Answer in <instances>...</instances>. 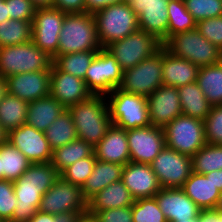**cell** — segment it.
<instances>
[{
    "label": "cell",
    "mask_w": 222,
    "mask_h": 222,
    "mask_svg": "<svg viewBox=\"0 0 222 222\" xmlns=\"http://www.w3.org/2000/svg\"><path fill=\"white\" fill-rule=\"evenodd\" d=\"M138 25L140 30L154 35L164 44L167 41V7L143 8L138 15Z\"/></svg>",
    "instance_id": "836d02e7"
},
{
    "label": "cell",
    "mask_w": 222,
    "mask_h": 222,
    "mask_svg": "<svg viewBox=\"0 0 222 222\" xmlns=\"http://www.w3.org/2000/svg\"><path fill=\"white\" fill-rule=\"evenodd\" d=\"M5 20H9V14L7 10V5L5 4V0H1L0 1V23Z\"/></svg>",
    "instance_id": "11a10c76"
},
{
    "label": "cell",
    "mask_w": 222,
    "mask_h": 222,
    "mask_svg": "<svg viewBox=\"0 0 222 222\" xmlns=\"http://www.w3.org/2000/svg\"><path fill=\"white\" fill-rule=\"evenodd\" d=\"M44 134L52 150L78 139L77 130L68 109L59 115Z\"/></svg>",
    "instance_id": "d6a6232c"
},
{
    "label": "cell",
    "mask_w": 222,
    "mask_h": 222,
    "mask_svg": "<svg viewBox=\"0 0 222 222\" xmlns=\"http://www.w3.org/2000/svg\"><path fill=\"white\" fill-rule=\"evenodd\" d=\"M167 40L175 33L196 29L197 22L188 12L184 0H168Z\"/></svg>",
    "instance_id": "8d00e7d4"
},
{
    "label": "cell",
    "mask_w": 222,
    "mask_h": 222,
    "mask_svg": "<svg viewBox=\"0 0 222 222\" xmlns=\"http://www.w3.org/2000/svg\"><path fill=\"white\" fill-rule=\"evenodd\" d=\"M130 161L151 164L166 146L163 128L149 125L127 130Z\"/></svg>",
    "instance_id": "5bb4252c"
},
{
    "label": "cell",
    "mask_w": 222,
    "mask_h": 222,
    "mask_svg": "<svg viewBox=\"0 0 222 222\" xmlns=\"http://www.w3.org/2000/svg\"><path fill=\"white\" fill-rule=\"evenodd\" d=\"M199 67L177 57L163 46L162 81L164 86L179 88L197 81Z\"/></svg>",
    "instance_id": "7402d4cb"
},
{
    "label": "cell",
    "mask_w": 222,
    "mask_h": 222,
    "mask_svg": "<svg viewBox=\"0 0 222 222\" xmlns=\"http://www.w3.org/2000/svg\"><path fill=\"white\" fill-rule=\"evenodd\" d=\"M163 46L154 35L137 30L124 39L110 43L105 49L119 63L123 71L133 68L144 59L152 57Z\"/></svg>",
    "instance_id": "52a82bcc"
},
{
    "label": "cell",
    "mask_w": 222,
    "mask_h": 222,
    "mask_svg": "<svg viewBox=\"0 0 222 222\" xmlns=\"http://www.w3.org/2000/svg\"><path fill=\"white\" fill-rule=\"evenodd\" d=\"M163 46L173 55L204 67L222 61V51L197 30L175 33Z\"/></svg>",
    "instance_id": "5b68a950"
},
{
    "label": "cell",
    "mask_w": 222,
    "mask_h": 222,
    "mask_svg": "<svg viewBox=\"0 0 222 222\" xmlns=\"http://www.w3.org/2000/svg\"><path fill=\"white\" fill-rule=\"evenodd\" d=\"M196 22L222 16V0H184Z\"/></svg>",
    "instance_id": "b9f144b4"
},
{
    "label": "cell",
    "mask_w": 222,
    "mask_h": 222,
    "mask_svg": "<svg viewBox=\"0 0 222 222\" xmlns=\"http://www.w3.org/2000/svg\"><path fill=\"white\" fill-rule=\"evenodd\" d=\"M196 29L222 51V16L198 21Z\"/></svg>",
    "instance_id": "f6af8a7d"
},
{
    "label": "cell",
    "mask_w": 222,
    "mask_h": 222,
    "mask_svg": "<svg viewBox=\"0 0 222 222\" xmlns=\"http://www.w3.org/2000/svg\"><path fill=\"white\" fill-rule=\"evenodd\" d=\"M200 222H220V210L202 209L198 214Z\"/></svg>",
    "instance_id": "f5cc1de1"
},
{
    "label": "cell",
    "mask_w": 222,
    "mask_h": 222,
    "mask_svg": "<svg viewBox=\"0 0 222 222\" xmlns=\"http://www.w3.org/2000/svg\"><path fill=\"white\" fill-rule=\"evenodd\" d=\"M16 205L13 181L0 180V221L8 222L12 218Z\"/></svg>",
    "instance_id": "ee69618b"
},
{
    "label": "cell",
    "mask_w": 222,
    "mask_h": 222,
    "mask_svg": "<svg viewBox=\"0 0 222 222\" xmlns=\"http://www.w3.org/2000/svg\"><path fill=\"white\" fill-rule=\"evenodd\" d=\"M163 46L152 57L144 59L133 68L123 71L119 89L127 93L150 96L162 81Z\"/></svg>",
    "instance_id": "9c48e42d"
},
{
    "label": "cell",
    "mask_w": 222,
    "mask_h": 222,
    "mask_svg": "<svg viewBox=\"0 0 222 222\" xmlns=\"http://www.w3.org/2000/svg\"><path fill=\"white\" fill-rule=\"evenodd\" d=\"M66 108L52 96L29 102L25 124L45 131Z\"/></svg>",
    "instance_id": "cb8c5ba5"
},
{
    "label": "cell",
    "mask_w": 222,
    "mask_h": 222,
    "mask_svg": "<svg viewBox=\"0 0 222 222\" xmlns=\"http://www.w3.org/2000/svg\"><path fill=\"white\" fill-rule=\"evenodd\" d=\"M39 211L58 215L62 212H87L88 201L80 186L59 177L42 196Z\"/></svg>",
    "instance_id": "7c38bea8"
},
{
    "label": "cell",
    "mask_w": 222,
    "mask_h": 222,
    "mask_svg": "<svg viewBox=\"0 0 222 222\" xmlns=\"http://www.w3.org/2000/svg\"><path fill=\"white\" fill-rule=\"evenodd\" d=\"M135 199L122 181L111 183L88 201V211L132 206Z\"/></svg>",
    "instance_id": "4316f807"
},
{
    "label": "cell",
    "mask_w": 222,
    "mask_h": 222,
    "mask_svg": "<svg viewBox=\"0 0 222 222\" xmlns=\"http://www.w3.org/2000/svg\"><path fill=\"white\" fill-rule=\"evenodd\" d=\"M203 122L206 142L222 145V105L212 106L210 113Z\"/></svg>",
    "instance_id": "7bdbcfd3"
},
{
    "label": "cell",
    "mask_w": 222,
    "mask_h": 222,
    "mask_svg": "<svg viewBox=\"0 0 222 222\" xmlns=\"http://www.w3.org/2000/svg\"><path fill=\"white\" fill-rule=\"evenodd\" d=\"M96 222H133L132 206L100 211H87Z\"/></svg>",
    "instance_id": "bcb514c9"
},
{
    "label": "cell",
    "mask_w": 222,
    "mask_h": 222,
    "mask_svg": "<svg viewBox=\"0 0 222 222\" xmlns=\"http://www.w3.org/2000/svg\"><path fill=\"white\" fill-rule=\"evenodd\" d=\"M29 102L9 94H5L0 102V125L3 130L9 131L25 124Z\"/></svg>",
    "instance_id": "4dcf8cb0"
},
{
    "label": "cell",
    "mask_w": 222,
    "mask_h": 222,
    "mask_svg": "<svg viewBox=\"0 0 222 222\" xmlns=\"http://www.w3.org/2000/svg\"><path fill=\"white\" fill-rule=\"evenodd\" d=\"M60 174L51 163H31L29 168L15 181L14 188L39 189L43 194L50 189Z\"/></svg>",
    "instance_id": "484cf974"
},
{
    "label": "cell",
    "mask_w": 222,
    "mask_h": 222,
    "mask_svg": "<svg viewBox=\"0 0 222 222\" xmlns=\"http://www.w3.org/2000/svg\"><path fill=\"white\" fill-rule=\"evenodd\" d=\"M196 82L212 106L222 105V61L200 67Z\"/></svg>",
    "instance_id": "f546056e"
},
{
    "label": "cell",
    "mask_w": 222,
    "mask_h": 222,
    "mask_svg": "<svg viewBox=\"0 0 222 222\" xmlns=\"http://www.w3.org/2000/svg\"><path fill=\"white\" fill-rule=\"evenodd\" d=\"M123 70L105 48L99 49L89 65L85 84L92 95H108L122 84Z\"/></svg>",
    "instance_id": "30bf717a"
},
{
    "label": "cell",
    "mask_w": 222,
    "mask_h": 222,
    "mask_svg": "<svg viewBox=\"0 0 222 222\" xmlns=\"http://www.w3.org/2000/svg\"><path fill=\"white\" fill-rule=\"evenodd\" d=\"M106 99L112 125L126 131L151 125L147 97L116 88Z\"/></svg>",
    "instance_id": "277c9868"
},
{
    "label": "cell",
    "mask_w": 222,
    "mask_h": 222,
    "mask_svg": "<svg viewBox=\"0 0 222 222\" xmlns=\"http://www.w3.org/2000/svg\"><path fill=\"white\" fill-rule=\"evenodd\" d=\"M126 0H85V12L94 14L112 4H119Z\"/></svg>",
    "instance_id": "816d5d0a"
},
{
    "label": "cell",
    "mask_w": 222,
    "mask_h": 222,
    "mask_svg": "<svg viewBox=\"0 0 222 222\" xmlns=\"http://www.w3.org/2000/svg\"><path fill=\"white\" fill-rule=\"evenodd\" d=\"M154 197L167 222L194 219L201 210L182 188H161Z\"/></svg>",
    "instance_id": "ffe728a7"
},
{
    "label": "cell",
    "mask_w": 222,
    "mask_h": 222,
    "mask_svg": "<svg viewBox=\"0 0 222 222\" xmlns=\"http://www.w3.org/2000/svg\"><path fill=\"white\" fill-rule=\"evenodd\" d=\"M133 222H167L155 197L136 199L132 205Z\"/></svg>",
    "instance_id": "ab89813d"
},
{
    "label": "cell",
    "mask_w": 222,
    "mask_h": 222,
    "mask_svg": "<svg viewBox=\"0 0 222 222\" xmlns=\"http://www.w3.org/2000/svg\"><path fill=\"white\" fill-rule=\"evenodd\" d=\"M53 58L31 40L24 44L0 47V76L51 70Z\"/></svg>",
    "instance_id": "8992f818"
},
{
    "label": "cell",
    "mask_w": 222,
    "mask_h": 222,
    "mask_svg": "<svg viewBox=\"0 0 222 222\" xmlns=\"http://www.w3.org/2000/svg\"><path fill=\"white\" fill-rule=\"evenodd\" d=\"M129 3L137 16L143 11V8L168 6V0H129Z\"/></svg>",
    "instance_id": "f907efd6"
},
{
    "label": "cell",
    "mask_w": 222,
    "mask_h": 222,
    "mask_svg": "<svg viewBox=\"0 0 222 222\" xmlns=\"http://www.w3.org/2000/svg\"><path fill=\"white\" fill-rule=\"evenodd\" d=\"M161 188H182L193 172L192 158L164 147L150 164Z\"/></svg>",
    "instance_id": "8fae6325"
},
{
    "label": "cell",
    "mask_w": 222,
    "mask_h": 222,
    "mask_svg": "<svg viewBox=\"0 0 222 222\" xmlns=\"http://www.w3.org/2000/svg\"><path fill=\"white\" fill-rule=\"evenodd\" d=\"M68 111L76 127L78 139L93 147L101 141L112 125L105 95H91L68 108Z\"/></svg>",
    "instance_id": "6da1fadb"
},
{
    "label": "cell",
    "mask_w": 222,
    "mask_h": 222,
    "mask_svg": "<svg viewBox=\"0 0 222 222\" xmlns=\"http://www.w3.org/2000/svg\"><path fill=\"white\" fill-rule=\"evenodd\" d=\"M33 4L37 7H52L53 0H31Z\"/></svg>",
    "instance_id": "9f6ffc18"
},
{
    "label": "cell",
    "mask_w": 222,
    "mask_h": 222,
    "mask_svg": "<svg viewBox=\"0 0 222 222\" xmlns=\"http://www.w3.org/2000/svg\"><path fill=\"white\" fill-rule=\"evenodd\" d=\"M97 37L102 48L139 30L138 16L129 1L109 5L94 14Z\"/></svg>",
    "instance_id": "3957f363"
},
{
    "label": "cell",
    "mask_w": 222,
    "mask_h": 222,
    "mask_svg": "<svg viewBox=\"0 0 222 222\" xmlns=\"http://www.w3.org/2000/svg\"><path fill=\"white\" fill-rule=\"evenodd\" d=\"M96 160L97 159L94 153L90 157L80 159L74 164L65 168L60 173V177L67 182L82 187L86 179L91 175Z\"/></svg>",
    "instance_id": "60d3db41"
},
{
    "label": "cell",
    "mask_w": 222,
    "mask_h": 222,
    "mask_svg": "<svg viewBox=\"0 0 222 222\" xmlns=\"http://www.w3.org/2000/svg\"><path fill=\"white\" fill-rule=\"evenodd\" d=\"M121 181L135 200L152 198L161 189L150 164L128 162L123 166Z\"/></svg>",
    "instance_id": "d6986e66"
},
{
    "label": "cell",
    "mask_w": 222,
    "mask_h": 222,
    "mask_svg": "<svg viewBox=\"0 0 222 222\" xmlns=\"http://www.w3.org/2000/svg\"><path fill=\"white\" fill-rule=\"evenodd\" d=\"M94 154L97 160L126 165L130 162L127 131L111 125L94 147Z\"/></svg>",
    "instance_id": "44dd1931"
},
{
    "label": "cell",
    "mask_w": 222,
    "mask_h": 222,
    "mask_svg": "<svg viewBox=\"0 0 222 222\" xmlns=\"http://www.w3.org/2000/svg\"><path fill=\"white\" fill-rule=\"evenodd\" d=\"M166 147L192 157L207 144L203 120L181 114L164 128Z\"/></svg>",
    "instance_id": "ba28073f"
},
{
    "label": "cell",
    "mask_w": 222,
    "mask_h": 222,
    "mask_svg": "<svg viewBox=\"0 0 222 222\" xmlns=\"http://www.w3.org/2000/svg\"><path fill=\"white\" fill-rule=\"evenodd\" d=\"M124 165L96 160L91 175L81 187L84 198L89 201L111 183L121 181Z\"/></svg>",
    "instance_id": "d4e9b609"
},
{
    "label": "cell",
    "mask_w": 222,
    "mask_h": 222,
    "mask_svg": "<svg viewBox=\"0 0 222 222\" xmlns=\"http://www.w3.org/2000/svg\"><path fill=\"white\" fill-rule=\"evenodd\" d=\"M87 212H62L58 215H51L37 211L27 222H79Z\"/></svg>",
    "instance_id": "c3c4849f"
},
{
    "label": "cell",
    "mask_w": 222,
    "mask_h": 222,
    "mask_svg": "<svg viewBox=\"0 0 222 222\" xmlns=\"http://www.w3.org/2000/svg\"><path fill=\"white\" fill-rule=\"evenodd\" d=\"M31 165V162L9 141L0 144V172L2 180H17Z\"/></svg>",
    "instance_id": "f1b7e54d"
},
{
    "label": "cell",
    "mask_w": 222,
    "mask_h": 222,
    "mask_svg": "<svg viewBox=\"0 0 222 222\" xmlns=\"http://www.w3.org/2000/svg\"><path fill=\"white\" fill-rule=\"evenodd\" d=\"M193 172L207 174L222 169V145L206 144L192 157Z\"/></svg>",
    "instance_id": "f35d334b"
},
{
    "label": "cell",
    "mask_w": 222,
    "mask_h": 222,
    "mask_svg": "<svg viewBox=\"0 0 222 222\" xmlns=\"http://www.w3.org/2000/svg\"><path fill=\"white\" fill-rule=\"evenodd\" d=\"M32 40V22L9 19L0 23V47L24 44Z\"/></svg>",
    "instance_id": "74e56055"
},
{
    "label": "cell",
    "mask_w": 222,
    "mask_h": 222,
    "mask_svg": "<svg viewBox=\"0 0 222 222\" xmlns=\"http://www.w3.org/2000/svg\"><path fill=\"white\" fill-rule=\"evenodd\" d=\"M7 133L3 130L0 125V144L6 140Z\"/></svg>",
    "instance_id": "680465c9"
},
{
    "label": "cell",
    "mask_w": 222,
    "mask_h": 222,
    "mask_svg": "<svg viewBox=\"0 0 222 222\" xmlns=\"http://www.w3.org/2000/svg\"><path fill=\"white\" fill-rule=\"evenodd\" d=\"M220 222H222V211H220Z\"/></svg>",
    "instance_id": "be15d7a7"
},
{
    "label": "cell",
    "mask_w": 222,
    "mask_h": 222,
    "mask_svg": "<svg viewBox=\"0 0 222 222\" xmlns=\"http://www.w3.org/2000/svg\"><path fill=\"white\" fill-rule=\"evenodd\" d=\"M99 50L55 56L53 64L61 71L85 80L86 71Z\"/></svg>",
    "instance_id": "d590c367"
},
{
    "label": "cell",
    "mask_w": 222,
    "mask_h": 222,
    "mask_svg": "<svg viewBox=\"0 0 222 222\" xmlns=\"http://www.w3.org/2000/svg\"><path fill=\"white\" fill-rule=\"evenodd\" d=\"M79 222H96L92 216L85 215L82 217V219Z\"/></svg>",
    "instance_id": "91938a15"
},
{
    "label": "cell",
    "mask_w": 222,
    "mask_h": 222,
    "mask_svg": "<svg viewBox=\"0 0 222 222\" xmlns=\"http://www.w3.org/2000/svg\"><path fill=\"white\" fill-rule=\"evenodd\" d=\"M7 93V82L4 77L0 76V102Z\"/></svg>",
    "instance_id": "6f0895ef"
},
{
    "label": "cell",
    "mask_w": 222,
    "mask_h": 222,
    "mask_svg": "<svg viewBox=\"0 0 222 222\" xmlns=\"http://www.w3.org/2000/svg\"><path fill=\"white\" fill-rule=\"evenodd\" d=\"M182 107V114L205 120L210 113L212 105L209 103L197 82L186 84L177 88Z\"/></svg>",
    "instance_id": "83f0119b"
},
{
    "label": "cell",
    "mask_w": 222,
    "mask_h": 222,
    "mask_svg": "<svg viewBox=\"0 0 222 222\" xmlns=\"http://www.w3.org/2000/svg\"><path fill=\"white\" fill-rule=\"evenodd\" d=\"M6 82L7 92L26 102L50 95V70L15 74Z\"/></svg>",
    "instance_id": "ac0fdd59"
},
{
    "label": "cell",
    "mask_w": 222,
    "mask_h": 222,
    "mask_svg": "<svg viewBox=\"0 0 222 222\" xmlns=\"http://www.w3.org/2000/svg\"><path fill=\"white\" fill-rule=\"evenodd\" d=\"M150 124L164 128L182 114L178 90L173 86H160L147 97Z\"/></svg>",
    "instance_id": "2e32d148"
},
{
    "label": "cell",
    "mask_w": 222,
    "mask_h": 222,
    "mask_svg": "<svg viewBox=\"0 0 222 222\" xmlns=\"http://www.w3.org/2000/svg\"><path fill=\"white\" fill-rule=\"evenodd\" d=\"M94 153V147L80 139H75L52 152L51 164L60 174L65 168L80 159L90 157Z\"/></svg>",
    "instance_id": "1f68e13d"
},
{
    "label": "cell",
    "mask_w": 222,
    "mask_h": 222,
    "mask_svg": "<svg viewBox=\"0 0 222 222\" xmlns=\"http://www.w3.org/2000/svg\"><path fill=\"white\" fill-rule=\"evenodd\" d=\"M212 182L222 192V169L212 171Z\"/></svg>",
    "instance_id": "db71d44e"
},
{
    "label": "cell",
    "mask_w": 222,
    "mask_h": 222,
    "mask_svg": "<svg viewBox=\"0 0 222 222\" xmlns=\"http://www.w3.org/2000/svg\"><path fill=\"white\" fill-rule=\"evenodd\" d=\"M6 140L17 148L31 163H50L53 150L43 131L23 124L7 133Z\"/></svg>",
    "instance_id": "9a60e30c"
},
{
    "label": "cell",
    "mask_w": 222,
    "mask_h": 222,
    "mask_svg": "<svg viewBox=\"0 0 222 222\" xmlns=\"http://www.w3.org/2000/svg\"><path fill=\"white\" fill-rule=\"evenodd\" d=\"M17 198L12 218L8 222H27L38 211L42 196L39 189L14 188Z\"/></svg>",
    "instance_id": "e575fe53"
},
{
    "label": "cell",
    "mask_w": 222,
    "mask_h": 222,
    "mask_svg": "<svg viewBox=\"0 0 222 222\" xmlns=\"http://www.w3.org/2000/svg\"><path fill=\"white\" fill-rule=\"evenodd\" d=\"M52 7L65 13H84L85 0H53Z\"/></svg>",
    "instance_id": "681fc988"
},
{
    "label": "cell",
    "mask_w": 222,
    "mask_h": 222,
    "mask_svg": "<svg viewBox=\"0 0 222 222\" xmlns=\"http://www.w3.org/2000/svg\"><path fill=\"white\" fill-rule=\"evenodd\" d=\"M0 180H2V172H0Z\"/></svg>",
    "instance_id": "e7e4bbea"
},
{
    "label": "cell",
    "mask_w": 222,
    "mask_h": 222,
    "mask_svg": "<svg viewBox=\"0 0 222 222\" xmlns=\"http://www.w3.org/2000/svg\"><path fill=\"white\" fill-rule=\"evenodd\" d=\"M92 93L85 80L59 70L54 64L50 70V96L56 98L66 109L88 99Z\"/></svg>",
    "instance_id": "e0dca14e"
},
{
    "label": "cell",
    "mask_w": 222,
    "mask_h": 222,
    "mask_svg": "<svg viewBox=\"0 0 222 222\" xmlns=\"http://www.w3.org/2000/svg\"><path fill=\"white\" fill-rule=\"evenodd\" d=\"M65 12L54 7L36 8L32 21V41L43 52L54 58L58 52L59 35Z\"/></svg>",
    "instance_id": "4fadbf2b"
},
{
    "label": "cell",
    "mask_w": 222,
    "mask_h": 222,
    "mask_svg": "<svg viewBox=\"0 0 222 222\" xmlns=\"http://www.w3.org/2000/svg\"><path fill=\"white\" fill-rule=\"evenodd\" d=\"M216 209L222 211V192H221V195L219 197V201H218V204L216 206Z\"/></svg>",
    "instance_id": "94428289"
},
{
    "label": "cell",
    "mask_w": 222,
    "mask_h": 222,
    "mask_svg": "<svg viewBox=\"0 0 222 222\" xmlns=\"http://www.w3.org/2000/svg\"><path fill=\"white\" fill-rule=\"evenodd\" d=\"M9 19L33 21L36 6L31 0H5Z\"/></svg>",
    "instance_id": "7dc6e473"
},
{
    "label": "cell",
    "mask_w": 222,
    "mask_h": 222,
    "mask_svg": "<svg viewBox=\"0 0 222 222\" xmlns=\"http://www.w3.org/2000/svg\"><path fill=\"white\" fill-rule=\"evenodd\" d=\"M175 222H200V219L198 217L194 219L184 220V221H175Z\"/></svg>",
    "instance_id": "6125c7cd"
},
{
    "label": "cell",
    "mask_w": 222,
    "mask_h": 222,
    "mask_svg": "<svg viewBox=\"0 0 222 222\" xmlns=\"http://www.w3.org/2000/svg\"><path fill=\"white\" fill-rule=\"evenodd\" d=\"M182 189L201 210L215 209L221 195V191L212 182V172L207 174L192 172Z\"/></svg>",
    "instance_id": "603a6c76"
},
{
    "label": "cell",
    "mask_w": 222,
    "mask_h": 222,
    "mask_svg": "<svg viewBox=\"0 0 222 222\" xmlns=\"http://www.w3.org/2000/svg\"><path fill=\"white\" fill-rule=\"evenodd\" d=\"M96 21L91 13H66L56 56L101 49Z\"/></svg>",
    "instance_id": "7a4b0ae2"
}]
</instances>
